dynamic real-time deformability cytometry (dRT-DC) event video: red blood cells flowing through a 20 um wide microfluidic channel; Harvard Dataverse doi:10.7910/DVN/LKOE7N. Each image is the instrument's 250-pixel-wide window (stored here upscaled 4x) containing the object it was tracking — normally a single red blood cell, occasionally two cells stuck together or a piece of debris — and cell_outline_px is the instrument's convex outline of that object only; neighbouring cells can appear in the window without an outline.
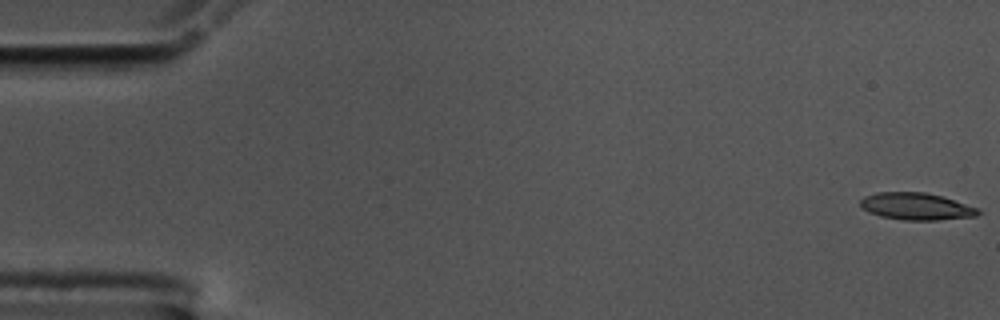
{"species": "common noctule bat (a hibernating species)", "species_latin": "Nyctalus noctula", "temperature_condition": "cold", "stored_images_in_passage": 11, "camera_frame_rate_fps": 3000, "um_per_image_px": 0.085, "animal": {"sex": "male", "body_mass_g": 17.5, "forearm_length_mm": 52.3}, "frame": {"image": 1, "passage_image": 1, "time_ms": 0.0, "image_size_px": [1000, 320], "cell_outline_px": [[984, 212], [976, 216], [936, 220], [904, 220], [880, 216], [868, 212], [860, 204], [860, 200], [864, 196], [876, 192], [924, 192], [940, 196], [980, 208]], "centroid_in_image_um": [77.9, 17.54], "position_along_channel_um": 7.1, "area_um2": 18.61}}